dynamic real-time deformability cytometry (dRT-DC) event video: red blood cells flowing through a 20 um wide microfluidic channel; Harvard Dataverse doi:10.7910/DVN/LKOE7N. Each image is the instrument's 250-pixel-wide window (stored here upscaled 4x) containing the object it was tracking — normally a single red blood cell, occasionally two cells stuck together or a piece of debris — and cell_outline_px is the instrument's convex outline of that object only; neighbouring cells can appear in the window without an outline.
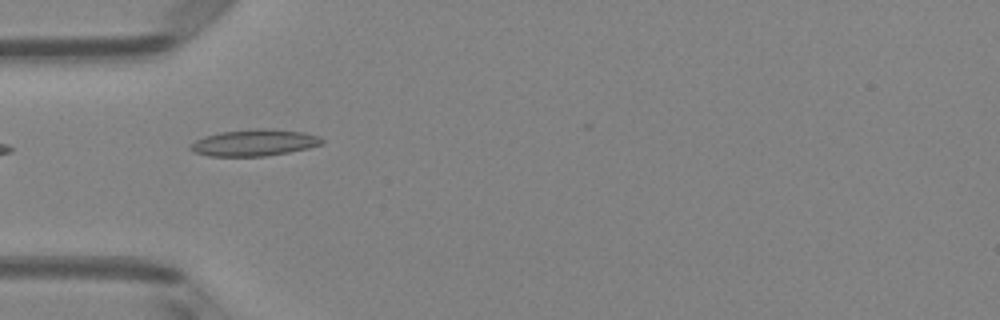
{"species": "Egyptian fruit bat (a non-hibernating species)", "species_latin": "Rousettus aegyptiacus", "temperature_condition": "room temperature", "stored_images_in_passage": 5, "camera_frame_rate_fps": 3000, "um_per_image_px": 0.085, "animal": {"sex": "female"}, "frame": {"image": 1, "passage_image": 4, "time_ms": 1.0, "image_size_px": [1000, 320], "cell_outline_px": [[324, 144], [308, 148], [288, 152], [264, 156], [208, 156], [192, 152], [188, 148], [188, 144], [204, 136], [220, 132], [256, 128], [264, 128], [304, 132], [320, 136], [324, 140]], "centroid_in_image_um": [21.59, 12.13], "position_along_channel_um": 63.4, "area_um2": 20.58}}
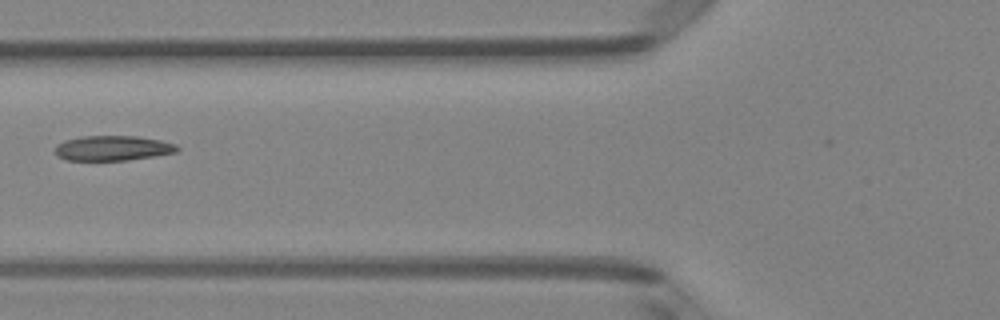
{"frame": {"image": 2, "passage_image": 5, "time_ms": 1.333, "image_size_px": [1000, 320], "cell_outline_px": [[180, 148], [176, 152], [156, 156], [128, 160], [68, 160], [56, 156], [56, 144], [64, 140], [80, 136], [140, 136], [160, 140], [176, 144]], "centroid_in_image_um": [9.59, 12.58], "position_along_channel_um": 116.2, "area_um2": 17.92}}